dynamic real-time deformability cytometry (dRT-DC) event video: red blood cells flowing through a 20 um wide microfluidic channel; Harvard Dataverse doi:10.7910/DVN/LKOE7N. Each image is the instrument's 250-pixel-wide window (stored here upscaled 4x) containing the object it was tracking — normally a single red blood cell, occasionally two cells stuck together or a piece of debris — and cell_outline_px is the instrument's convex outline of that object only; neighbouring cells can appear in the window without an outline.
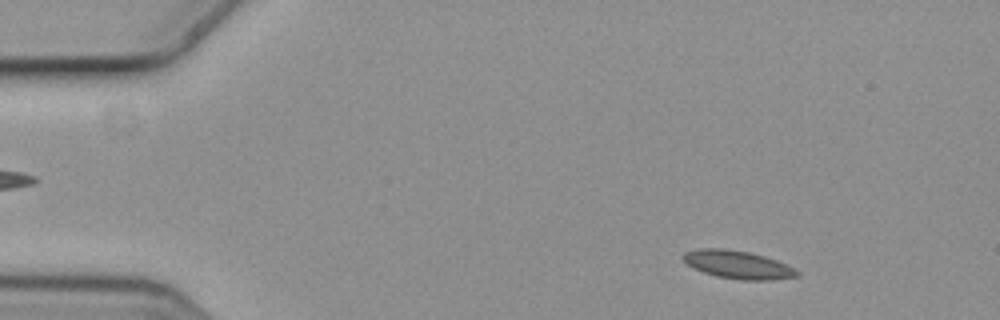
{"species": "common noctule bat (a hibernating species)", "species_latin": "Nyctalus noctula", "temperature_condition": "cold", "stored_images_in_passage": 3, "camera_frame_rate_fps": 3000, "um_per_image_px": 0.085, "animal": {"sex": "female", "body_mass_g": 19.3, "forearm_length_mm": 54.1}, "frame": {"image": 1, "passage_image": 1, "time_ms": 0.0, "image_size_px": [1000, 320], "cell_outline_px": [[800, 276], [772, 280], [740, 280], [716, 276], [692, 268], [680, 256], [684, 252], [700, 248], [724, 248], [748, 252], [764, 256], [776, 260], [800, 272]], "centroid_in_image_um": [62.68, 22.5], "position_along_channel_um": 22.3, "area_um2": 18.61}}
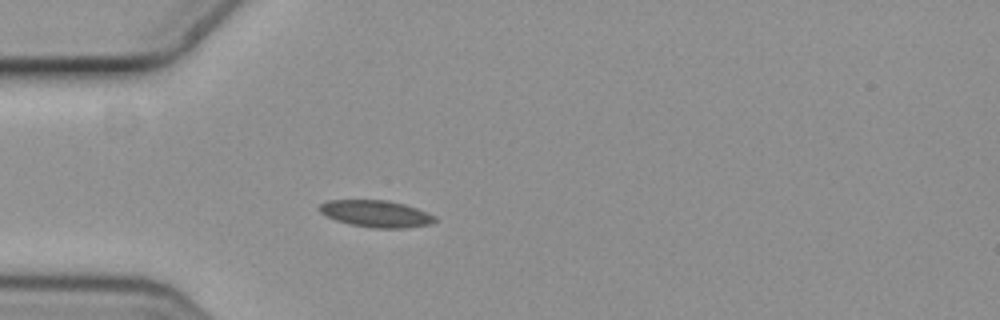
{"frame": {"image": 2, "passage_image": 3, "time_ms": 0.667, "image_size_px": [1000, 320], "cell_outline_px": [[436, 220], [432, 224], [404, 228], [372, 228], [352, 224], [336, 220], [320, 212], [316, 208], [324, 200], [388, 200], [404, 204], [428, 212], [436, 216]], "centroid_in_image_um": [31.97, 18.16], "position_along_channel_um": 53.0, "area_um2": 18.15}}